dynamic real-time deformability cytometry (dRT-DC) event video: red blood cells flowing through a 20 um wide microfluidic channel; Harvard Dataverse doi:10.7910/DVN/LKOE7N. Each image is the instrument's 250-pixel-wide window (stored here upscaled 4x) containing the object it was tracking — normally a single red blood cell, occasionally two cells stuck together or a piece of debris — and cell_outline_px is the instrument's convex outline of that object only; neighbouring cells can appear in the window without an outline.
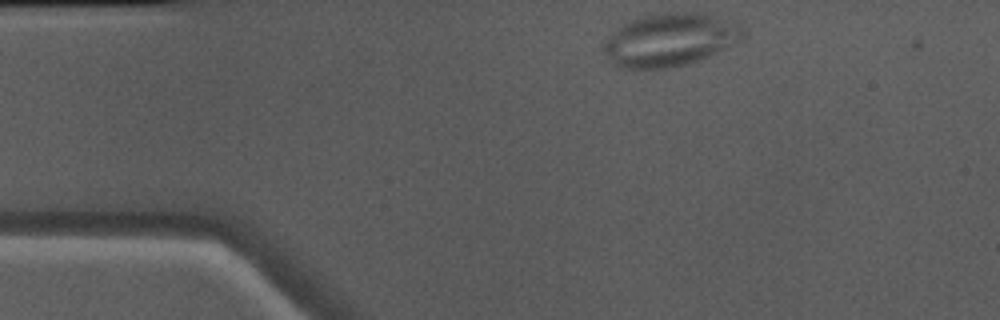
{"species": "Egyptian fruit bat (a non-hibernating species)", "species_latin": "Rousettus aegyptiacus", "temperature_condition": "warm", "stored_images_in_passage": 42, "camera_frame_rate_fps": 3000, "um_per_image_px": 0.085, "animal": {"sex": "male"}, "frame": {"image": 1, "passage_image": 1, "time_ms": 0.0, "image_size_px": [1000, 320], "cell_outline_px": [[744, 36], [740, 40], [708, 56], [684, 64], [668, 68], [624, 68], [616, 64], [604, 52], [604, 40], [624, 24], [640, 16], [664, 12], [700, 12], [740, 24], [744, 28]], "centroid_in_image_um": [56.96, 3.36], "position_along_channel_um": 28.0, "area_um2": 42.25}}
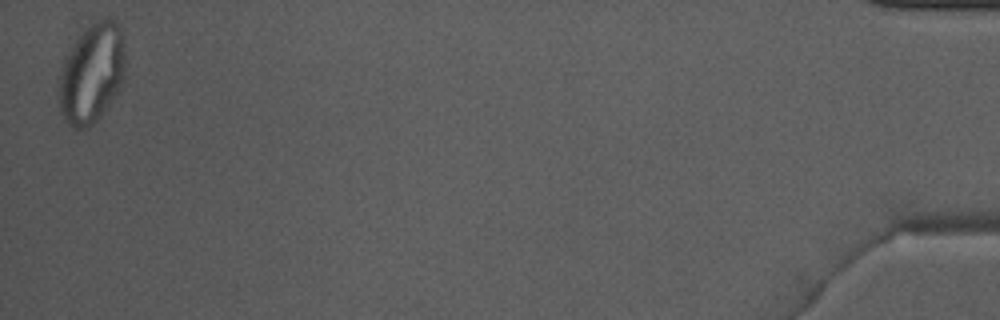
{"frame": {"image": 2, "passage_image": 42, "time_ms": 13.667, "image_size_px": [1000, 320], "cell_outline_px": [[124, 80], [108, 104], [96, 120], [88, 128], [76, 132], [60, 116], [56, 92], [60, 68], [72, 44], [88, 24], [104, 16], [108, 16], [124, 32]], "centroid_in_image_um": [7.74, 6.24], "position_along_channel_um": 427.5, "area_um2": 39.48}}